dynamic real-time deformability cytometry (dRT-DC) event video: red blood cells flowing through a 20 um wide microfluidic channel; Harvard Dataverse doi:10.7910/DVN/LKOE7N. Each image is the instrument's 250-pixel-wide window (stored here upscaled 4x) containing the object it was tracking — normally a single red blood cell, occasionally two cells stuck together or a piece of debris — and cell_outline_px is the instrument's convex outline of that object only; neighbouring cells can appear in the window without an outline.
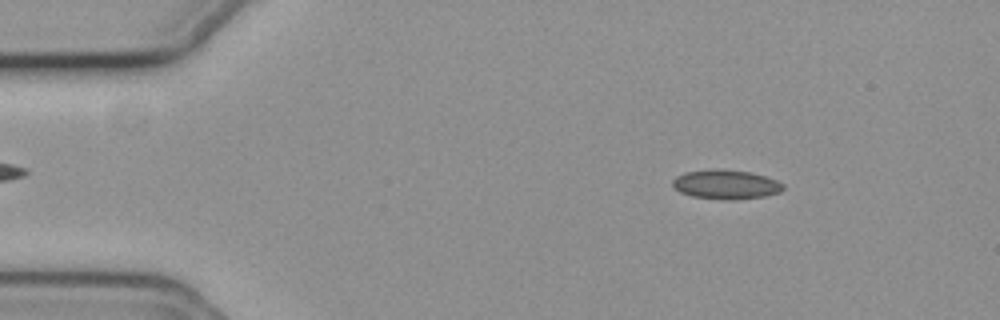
{"species": "common noctule bat (a hibernating species)", "species_latin": "Nyctalus noctula", "temperature_condition": "cold", "stored_images_in_passage": 53, "camera_frame_rate_fps": 3000, "um_per_image_px": 0.085, "animal": {"sex": "female", "body_mass_g": 19.3, "forearm_length_mm": 54.1}, "frame": {"image": 1, "passage_image": 5, "time_ms": 1.333, "image_size_px": [1000, 320], "cell_outline_px": [[784, 188], [780, 192], [764, 196], [736, 200], [724, 200], [692, 196], [680, 192], [672, 184], [672, 180], [676, 176], [684, 172], [716, 168], [720, 168], [752, 172], [776, 180], [784, 184]], "centroid_in_image_um": [61.7, 15.67], "position_along_channel_um": 23.3, "area_um2": 19.07}}
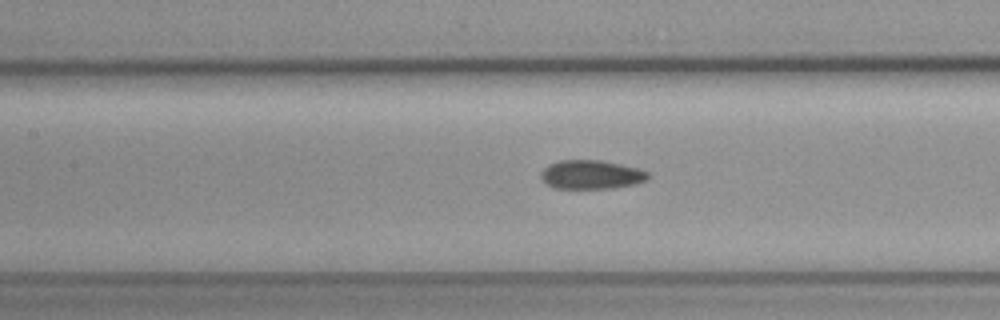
{"frame": {"image": 2, "passage_image": 22, "time_ms": 7.0, "image_size_px": [1000, 320], "cell_outline_px": [[652, 176], [648, 180], [636, 184], [612, 188], [552, 188], [544, 184], [540, 176], [540, 172], [548, 164], [560, 160], [600, 160], [640, 168], [648, 172]], "centroid_in_image_um": [50.26, 14.84], "position_along_channel_um": 157.1, "area_um2": 18.38}}
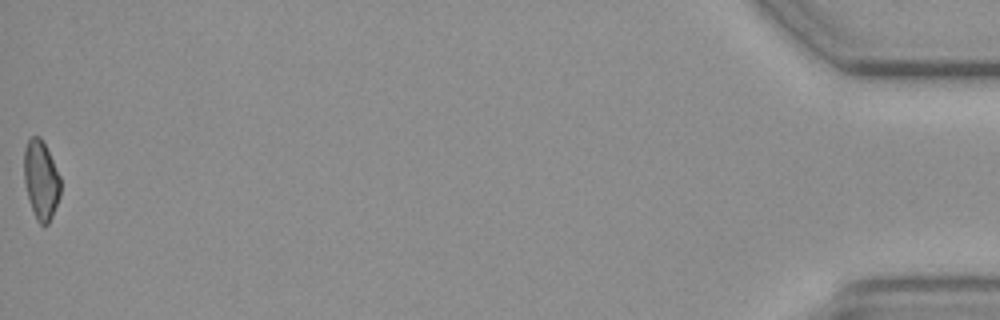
{"frame": {"image": 3, "passage_image": 53, "time_ms": 17.333, "image_size_px": [1000, 320], "cell_outline_px": [[60, 196], [52, 216], [48, 224], [44, 228], [36, 220], [28, 196], [24, 180], [24, 148], [28, 140], [32, 136], [40, 136], [60, 176]], "centroid_in_image_um": [3.48, 15.32], "position_along_channel_um": 431.7, "area_um2": 16.65}, "authors_computed_cell_mechanics": {"area_um2": 18.2648, "velocity_mm_per_s": 3.7066, "shape_relaxation_time_tau1_ms": null, "shape_relaxation_time_tau2_ms": 4.2736, "deformation_change_tau1": null, "deformation_change_tau2": 0.0815}}